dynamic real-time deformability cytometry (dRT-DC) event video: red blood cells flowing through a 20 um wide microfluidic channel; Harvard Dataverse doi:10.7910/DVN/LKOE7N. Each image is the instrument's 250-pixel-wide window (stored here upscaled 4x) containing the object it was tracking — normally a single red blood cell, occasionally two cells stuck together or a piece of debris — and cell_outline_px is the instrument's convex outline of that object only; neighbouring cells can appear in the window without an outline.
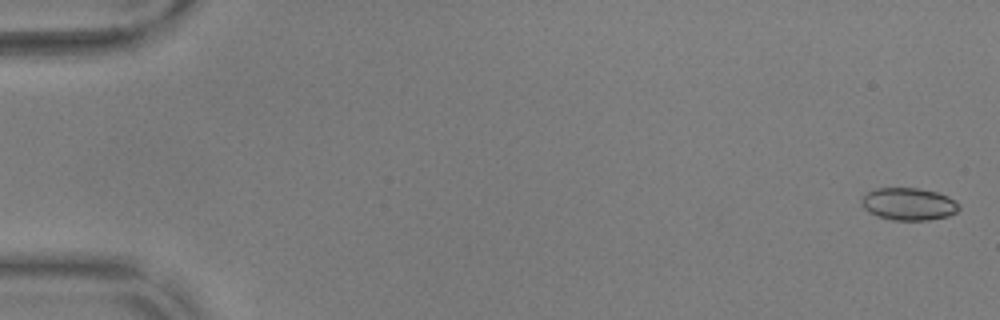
{"species": "common noctule bat (a hibernating species)", "species_latin": "Nyctalus noctula", "temperature_condition": "warm", "stored_images_in_passage": 56, "camera_frame_rate_fps": 3000, "um_per_image_px": 0.085, "animal": {"sex": "male", "body_mass_g": 17.9, "forearm_length_mm": 54.2}, "frame": {"image": 1, "passage_image": 2, "time_ms": 0.333, "image_size_px": [1000, 320], "cell_outline_px": [[960, 208], [956, 212], [948, 216], [928, 220], [892, 220], [876, 216], [868, 212], [864, 208], [860, 200], [868, 192], [876, 188], [916, 188], [936, 192], [948, 196], [956, 200], [960, 204]], "centroid_in_image_um": [77.24, 17.35], "position_along_channel_um": 7.8, "area_um2": 18.5}}
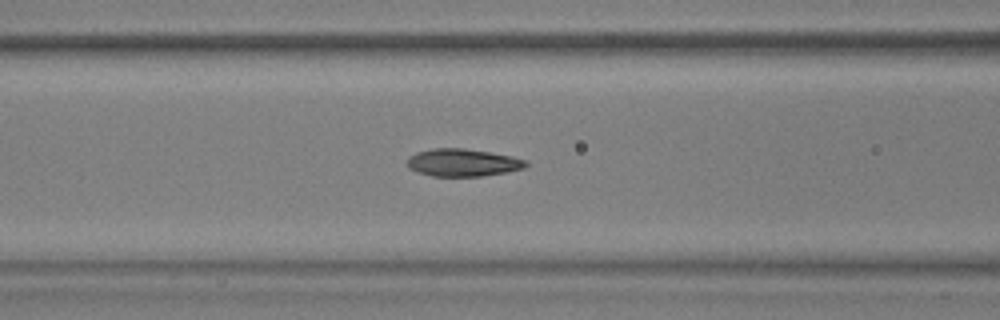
{"frame": {"image": 2, "passage_image": 24, "time_ms": 7.667, "image_size_px": [1000, 320], "cell_outline_px": [[528, 164], [524, 168], [504, 172], [480, 176], [432, 176], [416, 172], [408, 168], [408, 156], [416, 152], [432, 148], [464, 148], [512, 156], [524, 160]], "centroid_in_image_um": [39.27, 13.81], "position_along_channel_um": 127.3, "area_um2": 18.96}}
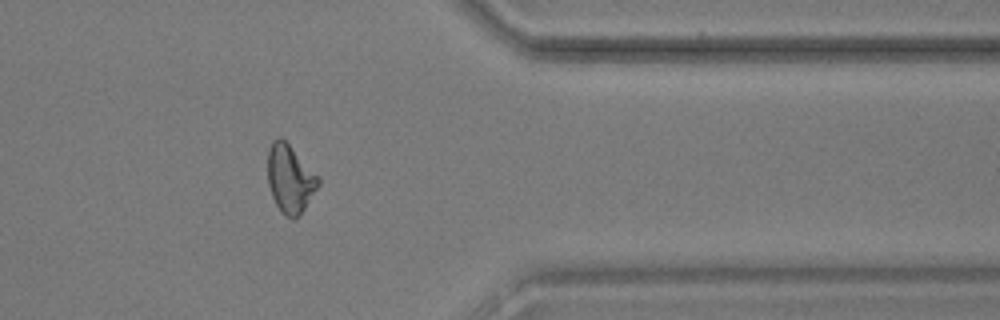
{"frame": {"image": 3, "passage_image": 46, "time_ms": 15.0, "image_size_px": [1000, 320], "cell_outline_px": [[320, 184], [300, 216], [292, 220], [284, 216], [280, 212], [272, 196], [268, 184], [268, 148], [272, 140], [280, 136], [288, 144], [320, 180]], "centroid_in_image_um": [24.62, 15.25], "position_along_channel_um": 386.8, "area_um2": 19.88}, "authors_computed_cell_mechanics": {"area_um2": 19.1318, "velocity_mm_per_s": 3.7132, "shape_relaxation_time_tau1_ms": 8.5491, "shape_relaxation_time_tau2_ms": 1.4783, "deformation_change_tau1": 0.2262, "deformation_change_tau2": 0.0775}}